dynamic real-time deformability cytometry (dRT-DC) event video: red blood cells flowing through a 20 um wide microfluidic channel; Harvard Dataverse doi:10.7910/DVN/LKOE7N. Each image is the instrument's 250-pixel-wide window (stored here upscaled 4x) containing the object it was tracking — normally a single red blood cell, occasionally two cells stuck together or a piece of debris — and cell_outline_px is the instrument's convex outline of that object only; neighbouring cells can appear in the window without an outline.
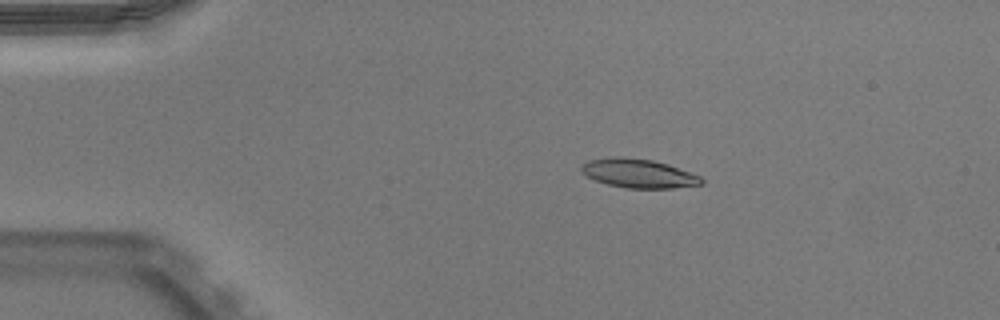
{"species": "Egyptian fruit bat (a non-hibernating species)", "species_latin": "Rousettus aegyptiacus", "temperature_condition": "warm", "stored_images_in_passage": 43, "segment_of_instrument_passage": [1, 2], "camera_frame_rate_fps": 3000, "um_per_image_px": 0.085, "animal": {"sex": "male"}, "frame": {"image": 1, "passage_image": 1, "time_ms": 0.0, "image_size_px": [1000, 320], "cell_outline_px": [[704, 184], [672, 188], [624, 188], [608, 184], [596, 180], [580, 172], [580, 168], [588, 160], [612, 156], [652, 160], [668, 164], [700, 176], [704, 180]], "centroid_in_image_um": [54.28, 14.74], "position_along_channel_um": 30.7, "area_um2": 20.11}}
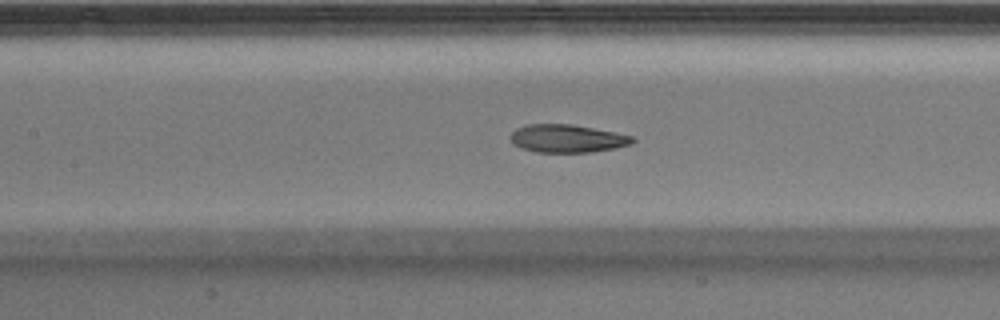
{"frame": {"image": 2, "passage_image": 15, "time_ms": 4.667, "image_size_px": [1000, 320], "cell_outline_px": [[636, 140], [632, 144], [592, 152], [536, 152], [520, 148], [508, 136], [516, 128], [528, 124], [572, 124], [616, 132], [632, 136]], "centroid_in_image_um": [48.21, 11.77], "position_along_channel_um": 159.2, "area_um2": 19.88}}
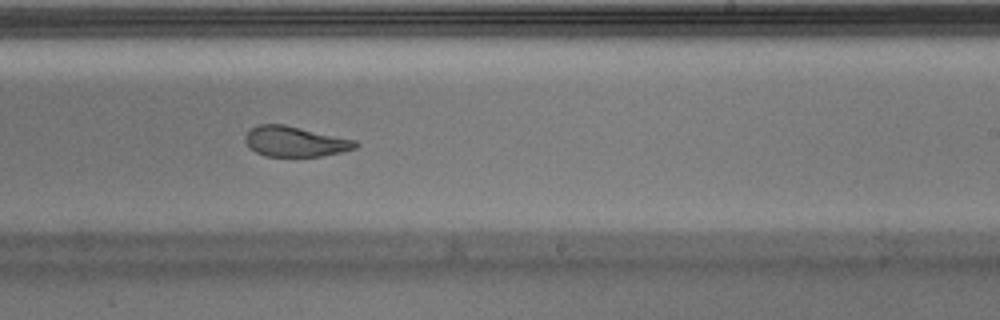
{"frame": {"image": 3, "passage_image": 23, "time_ms": 7.333, "image_size_px": [1000, 320], "cell_outline_px": [[360, 144], [356, 148], [340, 152], [320, 156], [264, 156], [256, 152], [244, 140], [244, 136], [256, 124], [284, 124], [356, 140]], "centroid_in_image_um": [25.09, 12.02], "position_along_channel_um": 263.9, "area_um2": 19.36}}